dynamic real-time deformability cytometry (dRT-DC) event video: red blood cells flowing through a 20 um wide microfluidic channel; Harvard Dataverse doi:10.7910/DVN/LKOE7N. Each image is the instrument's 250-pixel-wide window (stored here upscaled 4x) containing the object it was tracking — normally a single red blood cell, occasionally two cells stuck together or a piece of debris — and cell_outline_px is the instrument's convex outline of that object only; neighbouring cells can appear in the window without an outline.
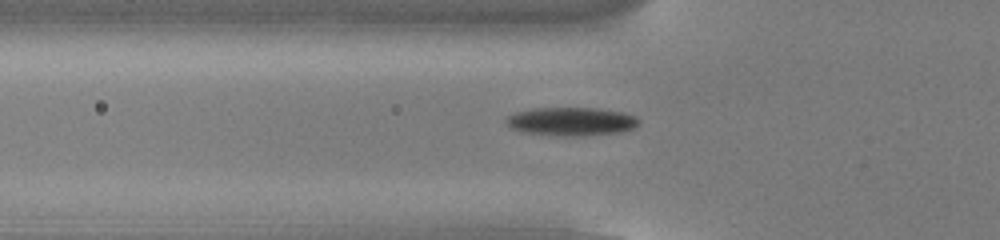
{"species": "common noctule bat (a hibernating species)", "species_latin": "Nyctalus noctula", "temperature_condition": "cold", "stored_images_in_passage": 55, "segment_of_instrument_passage": [1, 2], "camera_frame_rate_fps": 3000, "um_per_image_px": 0.085, "animal": {"sex": "male", "body_mass_g": 13.0, "forearm_length_mm": 53.1}, "frame": {"image": 1, "passage_image": 19, "time_ms": 6.0, "image_size_px": [1000, 240], "cell_outline_px": [[640, 120], [632, 128], [620, 132], [584, 136], [564, 136], [528, 132], [512, 128], [504, 120], [508, 116], [516, 112], [532, 108], [592, 108], [620, 112], [636, 116]], "centroid_in_image_um": [48.56, 10.32], "position_along_channel_um": 77.2, "area_um2": 21.62}}
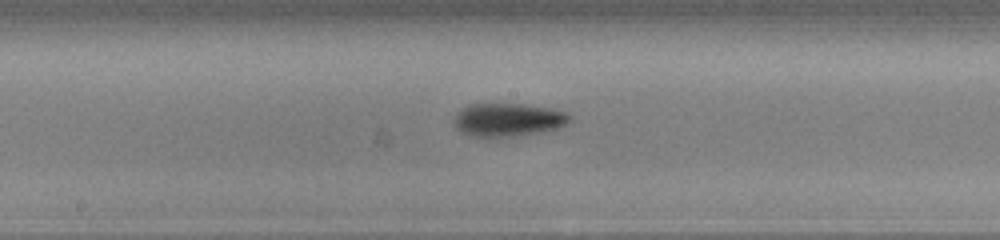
{"frame": {"image": 2, "passage_image": 29, "time_ms": 9.333, "image_size_px": [1000, 240], "cell_outline_px": [[568, 120], [560, 128], [540, 132], [516, 136], [472, 136], [460, 132], [456, 128], [452, 120], [456, 112], [468, 104], [520, 104], [548, 108], [564, 112], [568, 116]], "centroid_in_image_um": [43.09, 10.18], "position_along_channel_um": 205.1, "area_um2": 22.14}}
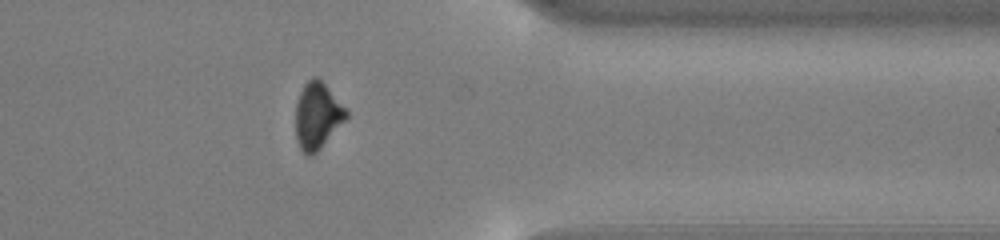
{"frame": {"image": 3, "passage_image": 44, "time_ms": 14.333, "image_size_px": [1000, 240], "cell_outline_px": [[348, 116], [320, 148], [312, 156], [304, 156], [296, 140], [296, 104], [300, 92], [304, 84], [312, 76], [316, 76], [324, 84], [348, 112]], "centroid_in_image_um": [26.93, 9.86], "position_along_channel_um": 384.5, "area_um2": 19.25}}